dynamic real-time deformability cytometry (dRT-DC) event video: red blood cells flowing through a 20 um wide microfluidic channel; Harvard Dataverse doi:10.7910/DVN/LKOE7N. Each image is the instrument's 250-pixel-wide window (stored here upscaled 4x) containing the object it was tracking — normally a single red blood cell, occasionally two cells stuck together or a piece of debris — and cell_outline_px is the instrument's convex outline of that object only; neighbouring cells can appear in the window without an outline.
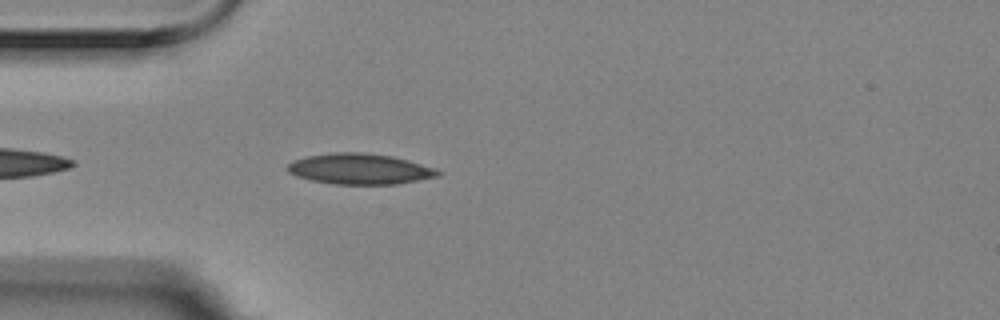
{"species": "Egyptian fruit bat (a non-hibernating species)", "species_latin": "Rousettus aegyptiacus", "temperature_condition": "room temperature", "stored_images_in_passage": 5, "camera_frame_rate_fps": 3000, "um_per_image_px": 0.085, "animal": {"sex": "female"}, "frame": {"image": 1, "passage_image": 5, "time_ms": 1.333, "image_size_px": [1000, 320], "cell_outline_px": [[444, 172], [440, 176], [396, 184], [336, 184], [312, 180], [296, 176], [288, 172], [284, 168], [292, 160], [308, 156], [336, 152], [360, 152], [392, 156], [436, 168]], "centroid_in_image_um": [30.58, 14.36], "position_along_channel_um": 54.4, "area_um2": 26.93}}